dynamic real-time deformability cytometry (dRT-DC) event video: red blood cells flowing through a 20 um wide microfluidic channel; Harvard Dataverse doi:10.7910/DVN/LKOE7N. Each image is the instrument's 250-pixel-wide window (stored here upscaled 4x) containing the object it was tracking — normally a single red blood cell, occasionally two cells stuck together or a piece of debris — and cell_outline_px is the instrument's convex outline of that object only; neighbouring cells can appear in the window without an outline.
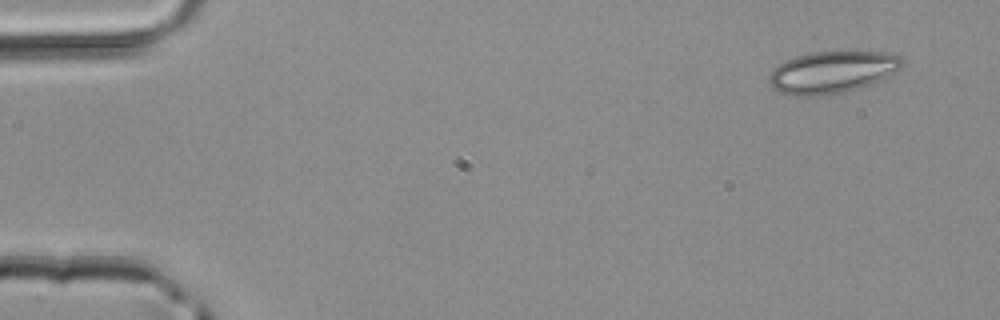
{"species": "common noctule bat (a hibernating species)", "species_latin": "Nyctalus noctula", "temperature_condition": "room temperature", "stored_images_in_passage": 3, "camera_frame_rate_fps": 3000, "um_per_image_px": 0.085, "animal": {"sex": "male", "body_mass_g": 20.4}, "frame": {"image": 1, "passage_image": 1, "time_ms": 0.0, "image_size_px": [1000, 320], "cell_outline_px": [[908, 64], [868, 84], [856, 88], [840, 92], [812, 96], [796, 96], [780, 92], [772, 88], [768, 84], [768, 76], [780, 64], [796, 56], [812, 52], [884, 52], [900, 56]], "centroid_in_image_um": [70.71, 6.12], "position_along_channel_um": 14.3, "area_um2": 31.91}}